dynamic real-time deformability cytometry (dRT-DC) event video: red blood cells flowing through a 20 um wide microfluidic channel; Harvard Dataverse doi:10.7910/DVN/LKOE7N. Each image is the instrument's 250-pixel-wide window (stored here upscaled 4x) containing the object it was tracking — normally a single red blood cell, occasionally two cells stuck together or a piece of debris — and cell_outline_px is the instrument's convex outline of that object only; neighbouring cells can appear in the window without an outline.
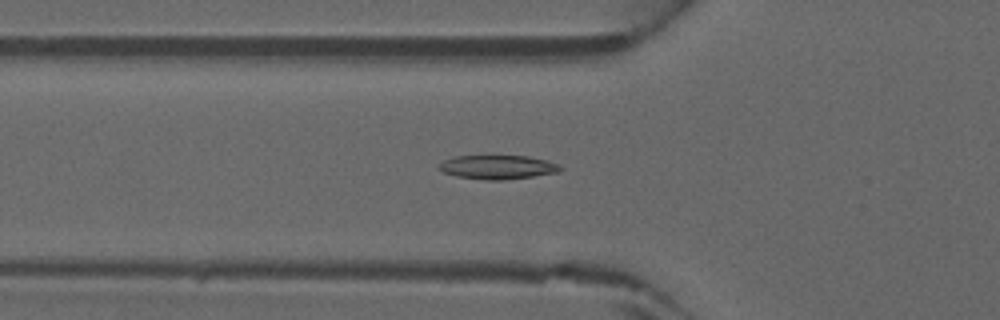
{"species": "common noctule bat (a hibernating species)", "species_latin": "Nyctalus noctula", "temperature_condition": "warm", "stored_images_in_passage": 44, "camera_frame_rate_fps": 3000, "um_per_image_px": 0.085, "animal": {"sex": "male", "forearm_length_mm": 52.5}, "frame": {"image": 1, "passage_image": 15, "time_ms": 4.667, "image_size_px": [1000, 320], "cell_outline_px": [[564, 168], [560, 172], [504, 180], [484, 180], [456, 176], [444, 172], [440, 168], [440, 164], [444, 160], [452, 156], [528, 156], [548, 160]], "centroid_in_image_um": [42.33, 14.2], "position_along_channel_um": 83.5, "area_um2": 16.88}}
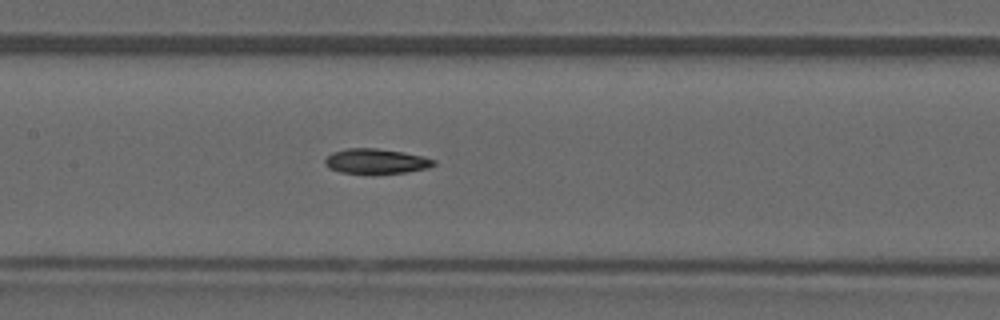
{"frame": {"image": 2, "passage_image": 21, "time_ms": 6.667, "image_size_px": [1000, 320], "cell_outline_px": [[436, 164], [428, 168], [408, 172], [340, 172], [328, 168], [324, 164], [324, 160], [332, 152], [348, 148], [376, 148], [404, 152], [424, 156], [436, 160]], "centroid_in_image_um": [31.98, 13.68], "position_along_channel_um": 175.4, "area_um2": 15.61}}
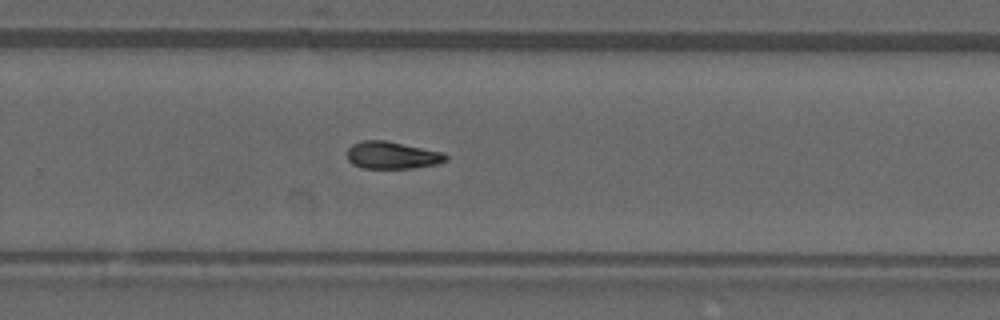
{"frame": {"image": 3, "passage_image": 29, "time_ms": 9.333, "image_size_px": [1000, 320], "cell_outline_px": [[448, 156], [444, 160], [436, 164], [412, 168], [360, 168], [352, 164], [348, 160], [348, 148], [352, 144], [360, 140], [384, 140], [444, 152]], "centroid_in_image_um": [33.29, 13.19], "position_along_channel_um": 296.5, "area_um2": 15.66}}